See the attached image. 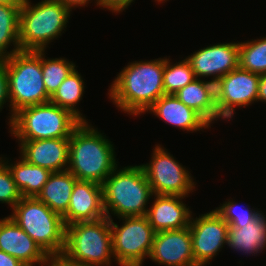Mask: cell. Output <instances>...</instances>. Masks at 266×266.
Here are the masks:
<instances>
[{
  "instance_id": "cell-1",
  "label": "cell",
  "mask_w": 266,
  "mask_h": 266,
  "mask_svg": "<svg viewBox=\"0 0 266 266\" xmlns=\"http://www.w3.org/2000/svg\"><path fill=\"white\" fill-rule=\"evenodd\" d=\"M164 58L135 61L117 75L110 86V100L123 112L133 116L146 113L162 95Z\"/></svg>"
},
{
  "instance_id": "cell-2",
  "label": "cell",
  "mask_w": 266,
  "mask_h": 266,
  "mask_svg": "<svg viewBox=\"0 0 266 266\" xmlns=\"http://www.w3.org/2000/svg\"><path fill=\"white\" fill-rule=\"evenodd\" d=\"M114 149L106 135L89 125L88 121L82 122L69 138L68 171L79 181L102 185L118 167Z\"/></svg>"
},
{
  "instance_id": "cell-3",
  "label": "cell",
  "mask_w": 266,
  "mask_h": 266,
  "mask_svg": "<svg viewBox=\"0 0 266 266\" xmlns=\"http://www.w3.org/2000/svg\"><path fill=\"white\" fill-rule=\"evenodd\" d=\"M116 170L102 184L106 217L111 219L110 211L118 218L146 216V206L154 194L142 166H127Z\"/></svg>"
},
{
  "instance_id": "cell-4",
  "label": "cell",
  "mask_w": 266,
  "mask_h": 266,
  "mask_svg": "<svg viewBox=\"0 0 266 266\" xmlns=\"http://www.w3.org/2000/svg\"><path fill=\"white\" fill-rule=\"evenodd\" d=\"M7 69L11 116L20 109L50 102L42 74V50L20 51L1 59Z\"/></svg>"
},
{
  "instance_id": "cell-5",
  "label": "cell",
  "mask_w": 266,
  "mask_h": 266,
  "mask_svg": "<svg viewBox=\"0 0 266 266\" xmlns=\"http://www.w3.org/2000/svg\"><path fill=\"white\" fill-rule=\"evenodd\" d=\"M29 0L20 7L19 45L21 51L45 50L66 28L71 10L58 0Z\"/></svg>"
},
{
  "instance_id": "cell-6",
  "label": "cell",
  "mask_w": 266,
  "mask_h": 266,
  "mask_svg": "<svg viewBox=\"0 0 266 266\" xmlns=\"http://www.w3.org/2000/svg\"><path fill=\"white\" fill-rule=\"evenodd\" d=\"M82 123L71 111L51 102L20 109L9 123L17 140L70 138Z\"/></svg>"
},
{
  "instance_id": "cell-7",
  "label": "cell",
  "mask_w": 266,
  "mask_h": 266,
  "mask_svg": "<svg viewBox=\"0 0 266 266\" xmlns=\"http://www.w3.org/2000/svg\"><path fill=\"white\" fill-rule=\"evenodd\" d=\"M12 212L10 217L48 256L63 253L66 235L63 217L36 197H22Z\"/></svg>"
},
{
  "instance_id": "cell-8",
  "label": "cell",
  "mask_w": 266,
  "mask_h": 266,
  "mask_svg": "<svg viewBox=\"0 0 266 266\" xmlns=\"http://www.w3.org/2000/svg\"><path fill=\"white\" fill-rule=\"evenodd\" d=\"M68 259L90 266H108L113 255L110 218L75 222L66 226L63 253Z\"/></svg>"
},
{
  "instance_id": "cell-9",
  "label": "cell",
  "mask_w": 266,
  "mask_h": 266,
  "mask_svg": "<svg viewBox=\"0 0 266 266\" xmlns=\"http://www.w3.org/2000/svg\"><path fill=\"white\" fill-rule=\"evenodd\" d=\"M118 226L110 219L114 261L120 266H143L149 258L156 232L147 216L121 217Z\"/></svg>"
},
{
  "instance_id": "cell-10",
  "label": "cell",
  "mask_w": 266,
  "mask_h": 266,
  "mask_svg": "<svg viewBox=\"0 0 266 266\" xmlns=\"http://www.w3.org/2000/svg\"><path fill=\"white\" fill-rule=\"evenodd\" d=\"M166 150L156 145L150 162L141 165L153 194L188 197L196 183L191 173Z\"/></svg>"
},
{
  "instance_id": "cell-11",
  "label": "cell",
  "mask_w": 266,
  "mask_h": 266,
  "mask_svg": "<svg viewBox=\"0 0 266 266\" xmlns=\"http://www.w3.org/2000/svg\"><path fill=\"white\" fill-rule=\"evenodd\" d=\"M260 74L234 69L215 83L218 119L231 120L236 107H246L258 99Z\"/></svg>"
},
{
  "instance_id": "cell-12",
  "label": "cell",
  "mask_w": 266,
  "mask_h": 266,
  "mask_svg": "<svg viewBox=\"0 0 266 266\" xmlns=\"http://www.w3.org/2000/svg\"><path fill=\"white\" fill-rule=\"evenodd\" d=\"M189 229L194 259L198 266L210 264L213 256L227 244L229 225L216 210L199 215L195 219L191 217Z\"/></svg>"
},
{
  "instance_id": "cell-13",
  "label": "cell",
  "mask_w": 266,
  "mask_h": 266,
  "mask_svg": "<svg viewBox=\"0 0 266 266\" xmlns=\"http://www.w3.org/2000/svg\"><path fill=\"white\" fill-rule=\"evenodd\" d=\"M197 79L210 77L216 83L221 77L239 67V42L218 43L193 52L186 58Z\"/></svg>"
},
{
  "instance_id": "cell-14",
  "label": "cell",
  "mask_w": 266,
  "mask_h": 266,
  "mask_svg": "<svg viewBox=\"0 0 266 266\" xmlns=\"http://www.w3.org/2000/svg\"><path fill=\"white\" fill-rule=\"evenodd\" d=\"M149 258L166 266H198L194 259L189 226L157 232Z\"/></svg>"
},
{
  "instance_id": "cell-15",
  "label": "cell",
  "mask_w": 266,
  "mask_h": 266,
  "mask_svg": "<svg viewBox=\"0 0 266 266\" xmlns=\"http://www.w3.org/2000/svg\"><path fill=\"white\" fill-rule=\"evenodd\" d=\"M0 250L17 258L25 266H46L49 258L10 216L0 220Z\"/></svg>"
},
{
  "instance_id": "cell-16",
  "label": "cell",
  "mask_w": 266,
  "mask_h": 266,
  "mask_svg": "<svg viewBox=\"0 0 266 266\" xmlns=\"http://www.w3.org/2000/svg\"><path fill=\"white\" fill-rule=\"evenodd\" d=\"M21 158L51 172L68 170L69 138L18 140Z\"/></svg>"
},
{
  "instance_id": "cell-17",
  "label": "cell",
  "mask_w": 266,
  "mask_h": 266,
  "mask_svg": "<svg viewBox=\"0 0 266 266\" xmlns=\"http://www.w3.org/2000/svg\"><path fill=\"white\" fill-rule=\"evenodd\" d=\"M62 217L66 226L75 222L94 221L106 217L102 185L92 181L77 180L67 212Z\"/></svg>"
},
{
  "instance_id": "cell-18",
  "label": "cell",
  "mask_w": 266,
  "mask_h": 266,
  "mask_svg": "<svg viewBox=\"0 0 266 266\" xmlns=\"http://www.w3.org/2000/svg\"><path fill=\"white\" fill-rule=\"evenodd\" d=\"M154 199L146 216L156 233L189 226L192 212L182 202L184 196L154 194Z\"/></svg>"
},
{
  "instance_id": "cell-19",
  "label": "cell",
  "mask_w": 266,
  "mask_h": 266,
  "mask_svg": "<svg viewBox=\"0 0 266 266\" xmlns=\"http://www.w3.org/2000/svg\"><path fill=\"white\" fill-rule=\"evenodd\" d=\"M148 111L187 132H196L211 126L199 113L183 104L175 94L162 95L146 110Z\"/></svg>"
},
{
  "instance_id": "cell-20",
  "label": "cell",
  "mask_w": 266,
  "mask_h": 266,
  "mask_svg": "<svg viewBox=\"0 0 266 266\" xmlns=\"http://www.w3.org/2000/svg\"><path fill=\"white\" fill-rule=\"evenodd\" d=\"M187 107L199 113L209 124L218 120L215 83L195 78L175 93Z\"/></svg>"
},
{
  "instance_id": "cell-21",
  "label": "cell",
  "mask_w": 266,
  "mask_h": 266,
  "mask_svg": "<svg viewBox=\"0 0 266 266\" xmlns=\"http://www.w3.org/2000/svg\"><path fill=\"white\" fill-rule=\"evenodd\" d=\"M227 245L247 255L262 252L266 247V215L260 213L243 227H229Z\"/></svg>"
},
{
  "instance_id": "cell-22",
  "label": "cell",
  "mask_w": 266,
  "mask_h": 266,
  "mask_svg": "<svg viewBox=\"0 0 266 266\" xmlns=\"http://www.w3.org/2000/svg\"><path fill=\"white\" fill-rule=\"evenodd\" d=\"M76 181L68 170L52 172L36 198L62 217L69 207Z\"/></svg>"
},
{
  "instance_id": "cell-23",
  "label": "cell",
  "mask_w": 266,
  "mask_h": 266,
  "mask_svg": "<svg viewBox=\"0 0 266 266\" xmlns=\"http://www.w3.org/2000/svg\"><path fill=\"white\" fill-rule=\"evenodd\" d=\"M4 161L22 197H37L52 173L46 168L28 163L24 158L15 164Z\"/></svg>"
},
{
  "instance_id": "cell-24",
  "label": "cell",
  "mask_w": 266,
  "mask_h": 266,
  "mask_svg": "<svg viewBox=\"0 0 266 266\" xmlns=\"http://www.w3.org/2000/svg\"><path fill=\"white\" fill-rule=\"evenodd\" d=\"M84 80L75 68L59 85L50 97V102L71 111L82 122H87L85 116L76 109L84 93Z\"/></svg>"
},
{
  "instance_id": "cell-25",
  "label": "cell",
  "mask_w": 266,
  "mask_h": 266,
  "mask_svg": "<svg viewBox=\"0 0 266 266\" xmlns=\"http://www.w3.org/2000/svg\"><path fill=\"white\" fill-rule=\"evenodd\" d=\"M21 6L0 4V60L20 52L19 14ZM14 45L12 51L7 49Z\"/></svg>"
},
{
  "instance_id": "cell-26",
  "label": "cell",
  "mask_w": 266,
  "mask_h": 266,
  "mask_svg": "<svg viewBox=\"0 0 266 266\" xmlns=\"http://www.w3.org/2000/svg\"><path fill=\"white\" fill-rule=\"evenodd\" d=\"M239 67L260 75L266 73V37L239 43Z\"/></svg>"
},
{
  "instance_id": "cell-27",
  "label": "cell",
  "mask_w": 266,
  "mask_h": 266,
  "mask_svg": "<svg viewBox=\"0 0 266 266\" xmlns=\"http://www.w3.org/2000/svg\"><path fill=\"white\" fill-rule=\"evenodd\" d=\"M194 79L193 70L186 58L174 65L169 59L164 58L163 88L165 94H175Z\"/></svg>"
},
{
  "instance_id": "cell-28",
  "label": "cell",
  "mask_w": 266,
  "mask_h": 266,
  "mask_svg": "<svg viewBox=\"0 0 266 266\" xmlns=\"http://www.w3.org/2000/svg\"><path fill=\"white\" fill-rule=\"evenodd\" d=\"M42 50V74L47 93L52 96L63 80L76 68V65L65 58L45 59Z\"/></svg>"
},
{
  "instance_id": "cell-29",
  "label": "cell",
  "mask_w": 266,
  "mask_h": 266,
  "mask_svg": "<svg viewBox=\"0 0 266 266\" xmlns=\"http://www.w3.org/2000/svg\"><path fill=\"white\" fill-rule=\"evenodd\" d=\"M222 205V206H221ZM214 209L227 222L229 227H243L252 222L261 212L255 209L238 207L235 201L228 200Z\"/></svg>"
},
{
  "instance_id": "cell-30",
  "label": "cell",
  "mask_w": 266,
  "mask_h": 266,
  "mask_svg": "<svg viewBox=\"0 0 266 266\" xmlns=\"http://www.w3.org/2000/svg\"><path fill=\"white\" fill-rule=\"evenodd\" d=\"M22 198L13 176L3 158H0V202L7 203L12 209Z\"/></svg>"
},
{
  "instance_id": "cell-31",
  "label": "cell",
  "mask_w": 266,
  "mask_h": 266,
  "mask_svg": "<svg viewBox=\"0 0 266 266\" xmlns=\"http://www.w3.org/2000/svg\"><path fill=\"white\" fill-rule=\"evenodd\" d=\"M6 102H10L8 75L5 63L0 60V110Z\"/></svg>"
},
{
  "instance_id": "cell-32",
  "label": "cell",
  "mask_w": 266,
  "mask_h": 266,
  "mask_svg": "<svg viewBox=\"0 0 266 266\" xmlns=\"http://www.w3.org/2000/svg\"><path fill=\"white\" fill-rule=\"evenodd\" d=\"M97 6L107 8L113 13H120L128 8L134 0H96Z\"/></svg>"
},
{
  "instance_id": "cell-33",
  "label": "cell",
  "mask_w": 266,
  "mask_h": 266,
  "mask_svg": "<svg viewBox=\"0 0 266 266\" xmlns=\"http://www.w3.org/2000/svg\"><path fill=\"white\" fill-rule=\"evenodd\" d=\"M46 266H90V265L74 262L68 259L64 254H56L49 256Z\"/></svg>"
},
{
  "instance_id": "cell-34",
  "label": "cell",
  "mask_w": 266,
  "mask_h": 266,
  "mask_svg": "<svg viewBox=\"0 0 266 266\" xmlns=\"http://www.w3.org/2000/svg\"><path fill=\"white\" fill-rule=\"evenodd\" d=\"M0 266H25L17 258L0 250Z\"/></svg>"
},
{
  "instance_id": "cell-35",
  "label": "cell",
  "mask_w": 266,
  "mask_h": 266,
  "mask_svg": "<svg viewBox=\"0 0 266 266\" xmlns=\"http://www.w3.org/2000/svg\"><path fill=\"white\" fill-rule=\"evenodd\" d=\"M266 102V73L260 75L257 102Z\"/></svg>"
},
{
  "instance_id": "cell-36",
  "label": "cell",
  "mask_w": 266,
  "mask_h": 266,
  "mask_svg": "<svg viewBox=\"0 0 266 266\" xmlns=\"http://www.w3.org/2000/svg\"><path fill=\"white\" fill-rule=\"evenodd\" d=\"M60 1L63 5H65L66 7H68L71 11L73 9V7H79V6H86V4H88L89 1L91 0H58Z\"/></svg>"
},
{
  "instance_id": "cell-37",
  "label": "cell",
  "mask_w": 266,
  "mask_h": 266,
  "mask_svg": "<svg viewBox=\"0 0 266 266\" xmlns=\"http://www.w3.org/2000/svg\"><path fill=\"white\" fill-rule=\"evenodd\" d=\"M26 0H0V4L22 6Z\"/></svg>"
},
{
  "instance_id": "cell-38",
  "label": "cell",
  "mask_w": 266,
  "mask_h": 266,
  "mask_svg": "<svg viewBox=\"0 0 266 266\" xmlns=\"http://www.w3.org/2000/svg\"><path fill=\"white\" fill-rule=\"evenodd\" d=\"M155 1H157L158 3L160 2L161 3V1L164 3V1L166 2V0H155Z\"/></svg>"
}]
</instances>
